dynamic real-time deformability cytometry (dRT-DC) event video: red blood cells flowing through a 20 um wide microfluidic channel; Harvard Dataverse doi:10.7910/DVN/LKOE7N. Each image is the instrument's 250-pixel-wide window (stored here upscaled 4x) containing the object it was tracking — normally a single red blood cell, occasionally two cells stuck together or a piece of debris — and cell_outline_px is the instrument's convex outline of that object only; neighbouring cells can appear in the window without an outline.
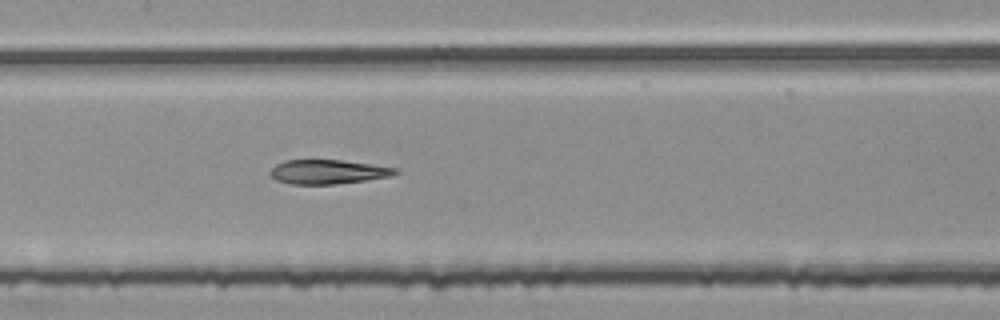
{"species": "common noctule bat (a hibernating species)", "species_latin": "Nyctalus noctula", "temperature_condition": "room temperature", "stored_images_in_passage": 54, "segment_of_instrument_passage": [2, 2], "camera_frame_rate_fps": 3000, "um_per_image_px": 0.085, "animal": {"sex": "female", "body_mass_g": 25.1}, "frame": {"image": 1, "passage_image": 26, "time_ms": 8.333, "image_size_px": [1000, 320], "cell_outline_px": [[400, 172], [392, 176], [336, 184], [288, 184], [276, 180], [268, 172], [276, 164], [284, 160], [340, 160], [396, 168]], "centroid_in_image_um": [27.84, 14.61], "position_along_channel_um": 179.6, "area_um2": 17.57}}
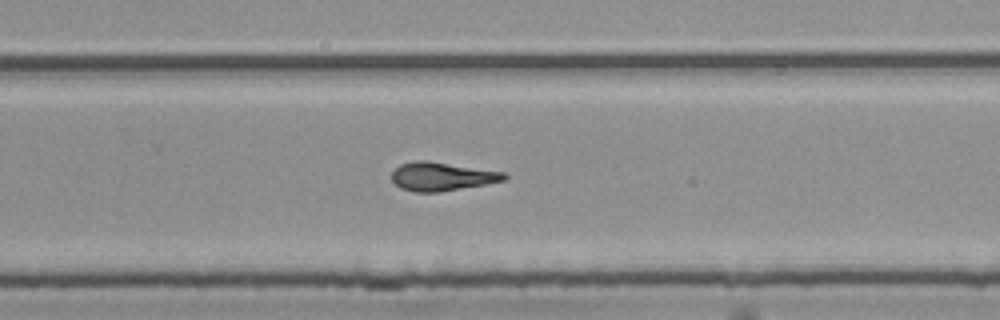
{"frame": {"image": 2, "passage_image": 35, "time_ms": 11.333, "image_size_px": [1000, 320], "cell_outline_px": [[508, 176], [504, 180], [484, 184], [440, 192], [416, 192], [400, 188], [392, 180], [392, 172], [400, 164], [416, 160], [424, 160], [504, 172]], "centroid_in_image_um": [37.52, 15.0], "position_along_channel_um": 292.3, "area_um2": 18.44}}
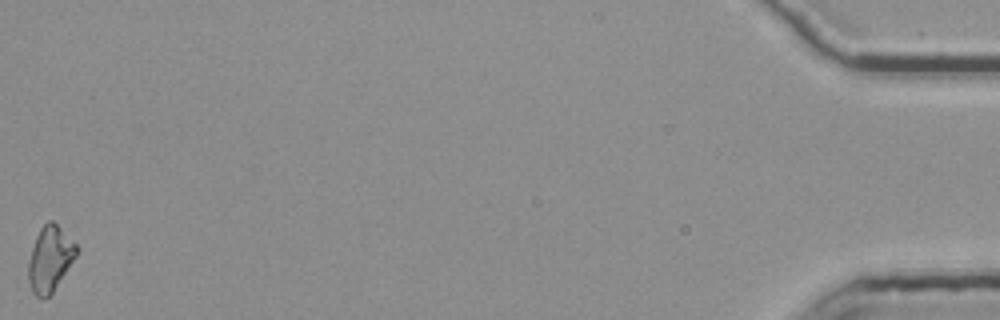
{"frame": {"image": 3, "passage_image": 54, "time_ms": 17.667, "image_size_px": [1000, 320], "cell_outline_px": [[76, 256], [52, 292], [48, 296], [36, 296], [32, 292], [28, 280], [28, 264], [32, 248], [36, 236], [40, 228], [48, 220], [52, 220], [76, 244]], "centroid_in_image_um": [4.22, 21.99], "position_along_channel_um": 431.0, "area_um2": 17.8}}